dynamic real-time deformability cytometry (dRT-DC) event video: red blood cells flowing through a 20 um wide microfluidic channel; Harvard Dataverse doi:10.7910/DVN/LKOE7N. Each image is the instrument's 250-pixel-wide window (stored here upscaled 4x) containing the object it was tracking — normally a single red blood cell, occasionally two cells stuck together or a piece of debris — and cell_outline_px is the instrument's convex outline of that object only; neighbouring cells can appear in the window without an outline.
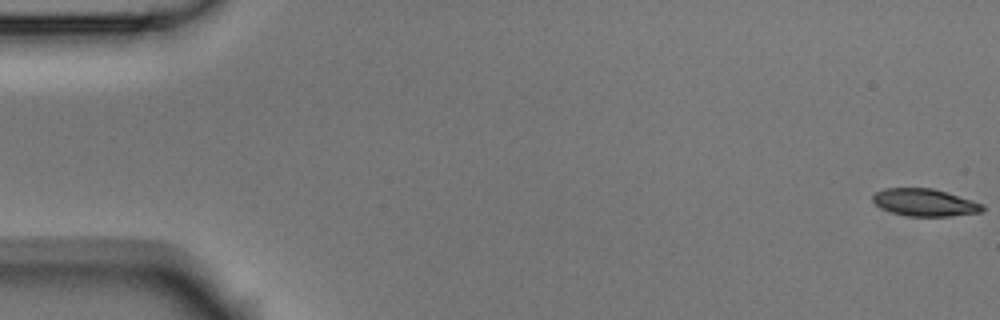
{"species": "Egyptian fruit bat (a non-hibernating species)", "species_latin": "Rousettus aegyptiacus", "temperature_condition": "room temperature", "stored_images_in_passage": 5, "camera_frame_rate_fps": 3000, "um_per_image_px": 0.085, "animal": {"sex": "male"}, "frame": {"image": 1, "passage_image": 1, "time_ms": 0.0, "image_size_px": [1000, 320], "cell_outline_px": [[984, 208], [980, 212], [948, 216], [908, 216], [892, 212], [876, 204], [872, 200], [872, 196], [876, 192], [884, 188], [932, 188], [972, 200], [984, 204]], "centroid_in_image_um": [78.6, 17.2], "position_along_channel_um": 6.4, "area_um2": 17.22}}
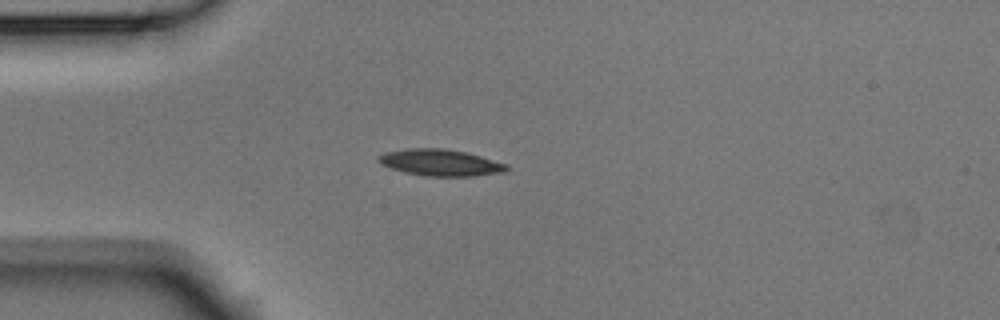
{"frame": {"image": 2, "passage_image": 5, "time_ms": 1.333, "image_size_px": [1000, 320], "cell_outline_px": [[508, 168], [504, 172], [472, 176], [424, 176], [404, 172], [380, 164], [376, 160], [376, 156], [384, 152], [408, 148], [444, 148], [464, 152], [480, 156], [508, 164]], "centroid_in_image_um": [37.38, 13.82], "position_along_channel_um": 47.6, "area_um2": 19.88}}